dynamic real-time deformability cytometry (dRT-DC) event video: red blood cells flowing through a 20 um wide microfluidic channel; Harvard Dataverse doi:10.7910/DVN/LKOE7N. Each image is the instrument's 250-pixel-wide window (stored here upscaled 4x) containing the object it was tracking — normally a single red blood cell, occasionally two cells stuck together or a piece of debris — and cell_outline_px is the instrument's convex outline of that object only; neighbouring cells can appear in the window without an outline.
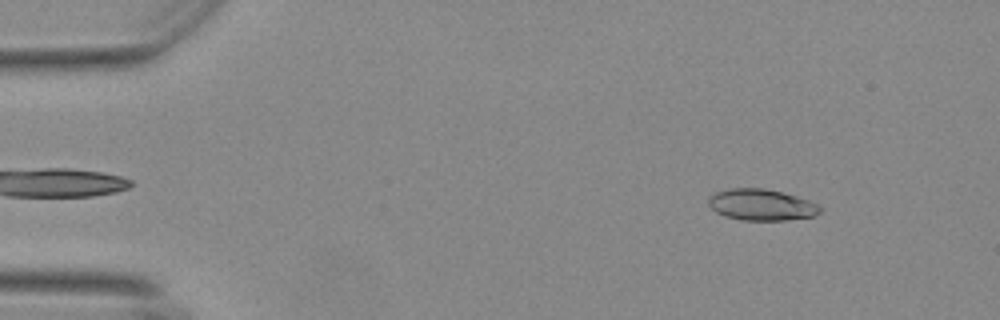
{"species": "Egyptian fruit bat (a non-hibernating species)", "species_latin": "Rousettus aegyptiacus", "temperature_condition": "warm", "stored_images_in_passage": 50, "camera_frame_rate_fps": 3000, "um_per_image_px": 0.085, "animal": {"sex": "female"}, "frame": {"image": 1, "passage_image": 1, "time_ms": 0.0, "image_size_px": [1000, 320], "cell_outline_px": [[820, 212], [812, 216], [788, 220], [740, 220], [724, 216], [716, 212], [708, 204], [708, 196], [716, 192], [728, 188], [764, 188], [796, 196], [808, 200], [816, 204], [820, 208]], "centroid_in_image_um": [64.66, 17.4], "position_along_channel_um": 20.3, "area_um2": 20.29}}
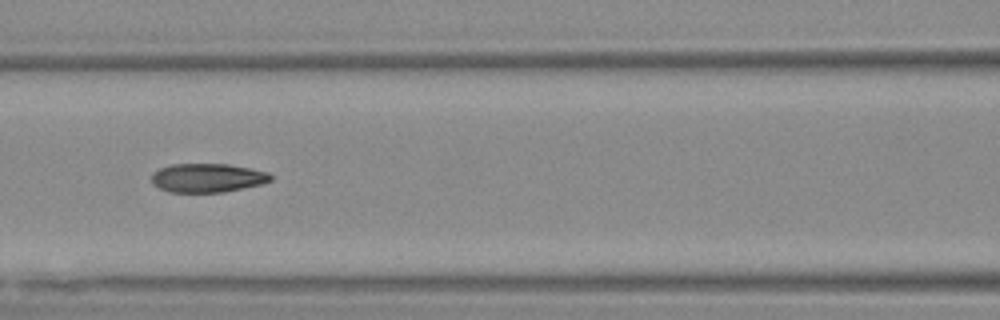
{"frame": {"image": 2, "passage_image": 19, "time_ms": 6.0, "image_size_px": [1000, 320], "cell_outline_px": [[272, 180], [260, 184], [224, 192], [168, 192], [152, 184], [152, 172], [160, 168], [172, 164], [228, 164], [268, 172], [272, 176]], "centroid_in_image_um": [17.6, 15.12], "position_along_channel_um": 149.0, "area_um2": 19.94}}
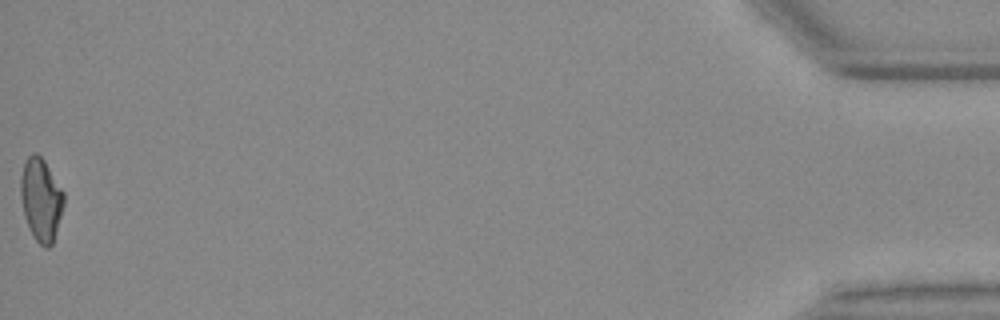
{"frame": {"image": 3, "passage_image": 50, "time_ms": 16.333, "image_size_px": [1000, 320], "cell_outline_px": [[64, 204], [52, 244], [48, 248], [44, 248], [32, 236], [24, 216], [20, 196], [20, 176], [24, 160], [32, 152], [36, 152], [44, 160], [64, 192]], "centroid_in_image_um": [3.46, 16.94], "position_along_channel_um": 431.7, "area_um2": 20.98}, "authors_computed_cell_mechanics": {"area_um2": 20.3745, "velocity_mm_per_s": 3.694, "shape_relaxation_time_tau1_ms": 5.9916, "shape_relaxation_time_tau2_ms": 1.6494, "deformation_change_tau1": 0.1845, "deformation_change_tau2": 0.0728}}